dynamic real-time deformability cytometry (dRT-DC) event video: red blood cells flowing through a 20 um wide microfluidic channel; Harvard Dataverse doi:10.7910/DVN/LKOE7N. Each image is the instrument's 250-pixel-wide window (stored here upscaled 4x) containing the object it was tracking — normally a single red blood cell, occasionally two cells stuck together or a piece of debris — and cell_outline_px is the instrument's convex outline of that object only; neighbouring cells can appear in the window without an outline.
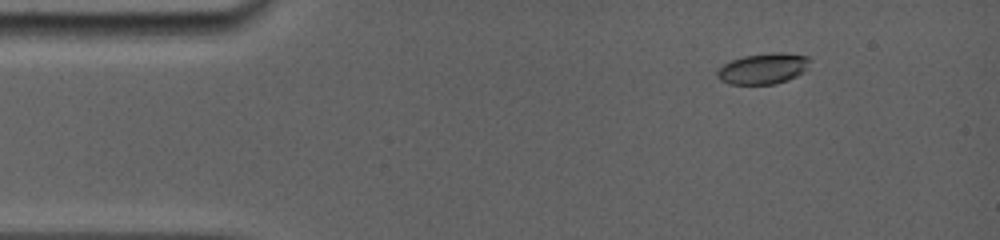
{"species": "common noctule bat (a hibernating species)", "species_latin": "Nyctalus noctula", "temperature_condition": "room temperature", "stored_images_in_passage": 26, "camera_frame_rate_fps": 5000, "um_per_image_px": 0.085, "animal": {"sex": "female", "body_mass_g": 19.0, "forearm_length_mm": 56.7}, "frame": {"image": 1, "passage_image": 1, "time_ms": 0.0, "image_size_px": [1000, 240], "cell_outline_px": [[808, 60], [804, 72], [788, 80], [776, 84], [728, 84], [720, 80], [716, 76], [716, 72], [724, 64], [732, 60], [744, 56], [772, 52], [784, 52], [808, 56]], "centroid_in_image_um": [64.85, 5.83], "position_along_channel_um": 20.2, "area_um2": 16.59}}
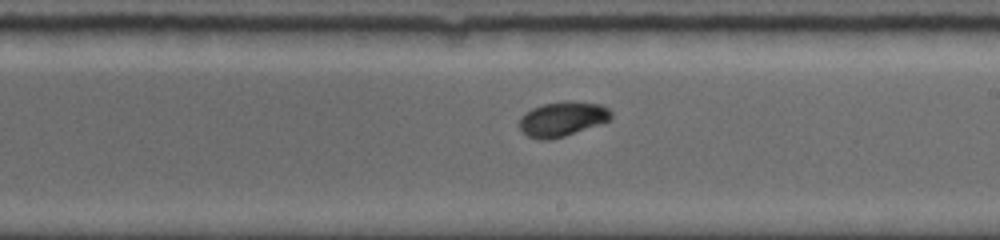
{"frame": {"image": 2, "passage_image": 14, "time_ms": 7.6, "image_size_px": [1000, 240], "cell_outline_px": [[612, 116], [608, 120], [600, 124], [564, 136], [548, 140], [540, 140], [528, 136], [520, 128], [520, 116], [524, 112], [532, 108], [544, 104], [564, 100], [600, 104], [608, 108], [612, 112]], "centroid_in_image_um": [47.79, 10.1], "position_along_channel_um": 241.2, "area_um2": 18.5}}
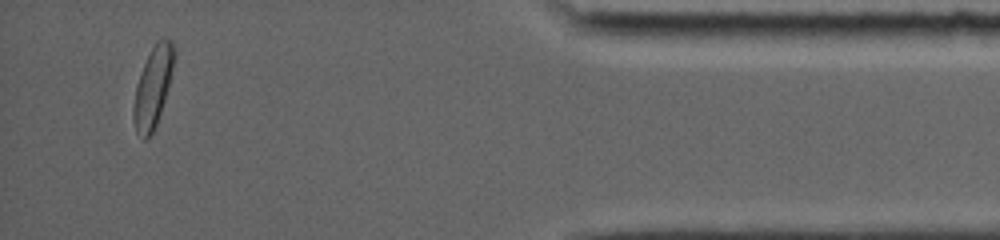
{"frame": {"image": 3, "passage_image": 25, "time_ms": 13.4, "image_size_px": [1000, 240], "cell_outline_px": [[176, 56], [164, 100], [156, 124], [148, 140], [144, 140], [136, 132], [132, 116], [132, 108], [136, 84], [140, 72], [156, 40], [164, 36], [172, 40], [176, 52]], "centroid_in_image_um": [12.99, 7.36], "position_along_channel_um": 422.2, "area_um2": 19.13}, "authors_computed_cell_mechanics": {"area_um2": 18.2359, "velocity_mm_per_s": 3.8647, "shape_relaxation_time_tau1_ms": 2.2813, "shape_relaxation_time_tau2_ms": 10.689, "deformation_change_tau1": 0.1021, "deformation_change_tau2": 0.1194}}